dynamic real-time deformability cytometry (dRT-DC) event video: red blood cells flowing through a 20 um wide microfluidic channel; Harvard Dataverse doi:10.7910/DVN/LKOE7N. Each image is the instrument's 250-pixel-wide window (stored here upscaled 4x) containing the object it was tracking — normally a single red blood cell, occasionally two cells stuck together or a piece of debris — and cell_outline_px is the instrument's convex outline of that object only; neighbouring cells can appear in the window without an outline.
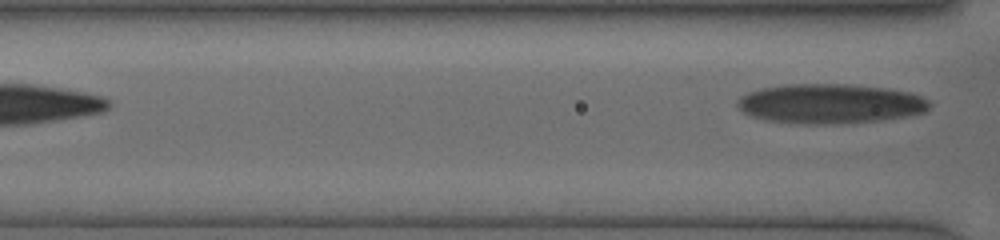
{"species": "human", "species_latin": "Homo sapiens", "temperature_condition": "cold", "stored_images_in_passage": 5, "segment_of_instrument_passage": [2, 2], "camera_frame_rate_fps": 3000, "um_per_image_px": 0.085, "donor": {"sex": "female"}, "frame": {"image": 1, "passage_image": 5, "time_ms": 2.333, "image_size_px": [1000, 240], "cell_outline_px": [[932, 104], [924, 112], [908, 116], [880, 120], [832, 124], [804, 124], [764, 120], [752, 116], [744, 112], [736, 104], [736, 100], [740, 96], [748, 92], [764, 88], [788, 84], [848, 84], [888, 88], [908, 92], [920, 96], [928, 100]], "centroid_in_image_um": [70.56, 8.81], "position_along_channel_um": 96.0, "area_um2": 44.39}}